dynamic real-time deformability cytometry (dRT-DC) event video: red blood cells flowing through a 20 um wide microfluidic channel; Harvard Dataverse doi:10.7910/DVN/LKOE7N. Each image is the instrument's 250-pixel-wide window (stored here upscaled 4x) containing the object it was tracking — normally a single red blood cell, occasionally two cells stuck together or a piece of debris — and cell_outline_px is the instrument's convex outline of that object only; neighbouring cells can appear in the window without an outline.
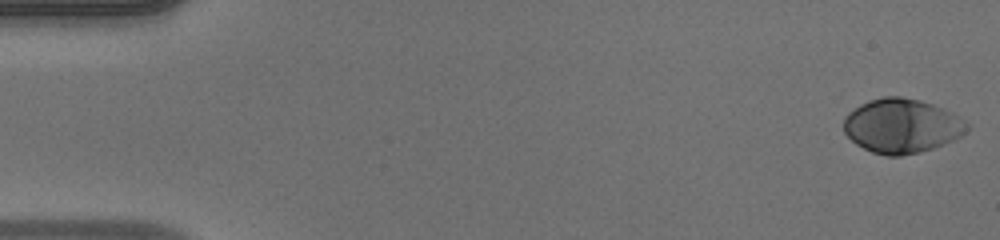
{"species": "human", "species_latin": "Homo sapiens", "temperature_condition": "warm", "stored_images_in_passage": 49, "camera_frame_rate_fps": 3000, "um_per_image_px": 0.085, "donor": {"sex": "male"}, "frame": {"image": 1, "passage_image": 1, "time_ms": 0.0, "image_size_px": [1000, 240], "cell_outline_px": [[968, 128], [960, 136], [952, 140], [932, 148], [920, 152], [900, 156], [888, 156], [872, 152], [856, 144], [844, 132], [844, 116], [848, 112], [860, 104], [868, 100], [884, 96], [900, 96], [920, 100], [944, 108], [952, 112], [964, 120], [968, 124]], "centroid_in_image_um": [76.62, 10.68], "position_along_channel_um": 8.4, "area_um2": 38.96}}
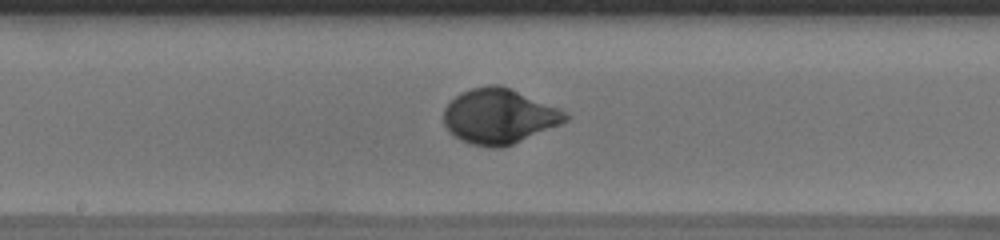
{"frame": {"image": 2, "passage_image": 26, "time_ms": 8.333, "image_size_px": [1000, 240], "cell_outline_px": [[568, 120], [560, 124], [512, 144], [500, 148], [496, 148], [472, 144], [456, 136], [444, 124], [444, 108], [460, 92], [472, 88], [488, 84], [500, 84], [560, 108], [568, 116]], "centroid_in_image_um": [42.43, 9.86], "position_along_channel_um": 205.8, "area_um2": 38.55}}
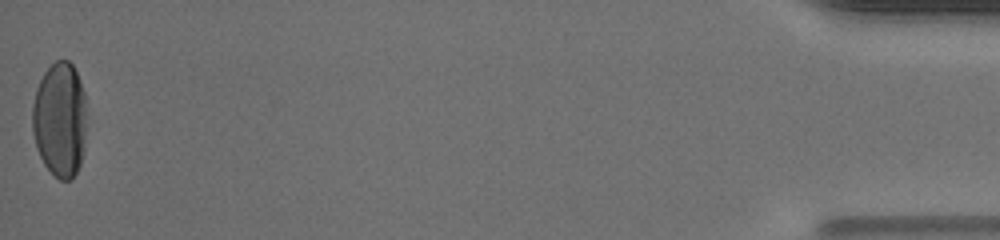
{"frame": {"image": 3, "passage_image": 49, "time_ms": 16.0, "image_size_px": [1000, 240], "cell_outline_px": [[84, 148], [80, 164], [76, 172], [68, 180], [60, 180], [44, 164], [36, 148], [32, 132], [32, 104], [36, 88], [44, 72], [56, 60], [68, 60], [72, 64], [80, 80], [84, 92]], "centroid_in_image_um": [5.06, 10.15], "position_along_channel_um": 430.1, "area_um2": 36.13}, "authors_computed_cell_mechanics": {"area_um2": 37.3966, "velocity_mm_per_s": 4.1744, "shape_relaxation_time_tau1_ms": 2.4741, "shape_relaxation_time_tau2_ms": null, "deformation_change_tau1": 0.1877, "deformation_change_tau2": null}}